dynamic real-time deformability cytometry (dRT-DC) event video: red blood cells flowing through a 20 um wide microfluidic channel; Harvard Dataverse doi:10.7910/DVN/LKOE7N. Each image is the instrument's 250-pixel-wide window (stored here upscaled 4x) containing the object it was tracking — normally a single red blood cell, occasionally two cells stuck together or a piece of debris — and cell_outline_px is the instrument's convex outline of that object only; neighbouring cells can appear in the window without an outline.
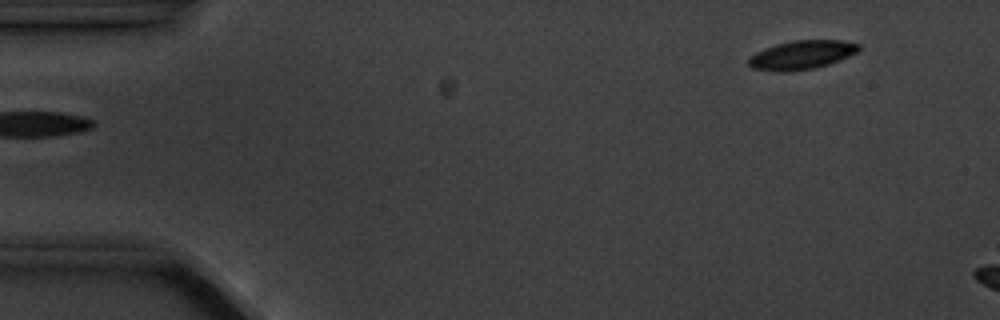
{"species": "common noctule bat (a hibernating species)", "species_latin": "Nyctalus noctula", "temperature_condition": "cold", "stored_images_in_passage": 3, "camera_frame_rate_fps": 3000, "um_per_image_px": 0.085, "animal": {"sex": "male", "body_mass_g": 20.1, "forearm_length_mm": 53.5}, "frame": {"image": 1, "passage_image": 3, "time_ms": 2.0, "image_size_px": [1000, 320], "cell_outline_px": [[860, 48], [856, 52], [840, 60], [816, 68], [788, 72], [780, 72], [752, 68], [748, 64], [748, 56], [756, 52], [776, 44], [792, 40], [840, 40], [860, 44]], "centroid_in_image_um": [68.12, 4.67], "position_along_channel_um": 16.9, "area_um2": 18.55}}